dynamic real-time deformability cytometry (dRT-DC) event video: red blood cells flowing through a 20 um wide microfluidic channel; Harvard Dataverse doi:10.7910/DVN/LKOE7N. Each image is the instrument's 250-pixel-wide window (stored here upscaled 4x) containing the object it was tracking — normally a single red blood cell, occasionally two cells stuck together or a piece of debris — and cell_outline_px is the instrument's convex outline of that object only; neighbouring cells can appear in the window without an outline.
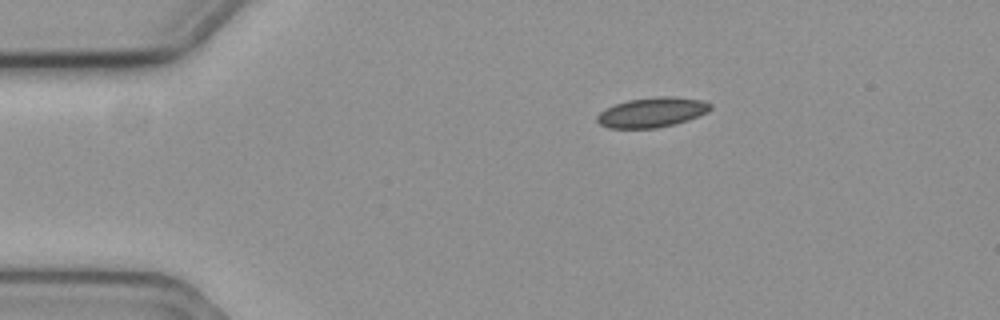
{"species": "common noctule bat (a hibernating species)", "species_latin": "Nyctalus noctula", "temperature_condition": "cold", "stored_images_in_passage": 48, "camera_frame_rate_fps": 3000, "um_per_image_px": 0.085, "animal": {"sex": "female", "body_mass_g": 19.3, "forearm_length_mm": 54.1}, "frame": {"image": 1, "passage_image": 1, "time_ms": 0.0, "image_size_px": [1000, 320], "cell_outline_px": [[712, 108], [708, 112], [688, 120], [676, 124], [656, 128], [608, 128], [600, 124], [596, 120], [596, 116], [600, 112], [616, 104], [628, 100], [656, 96], [676, 96], [704, 100], [712, 104]], "centroid_in_image_um": [55.47, 9.54], "position_along_channel_um": 29.5, "area_um2": 19.88}}
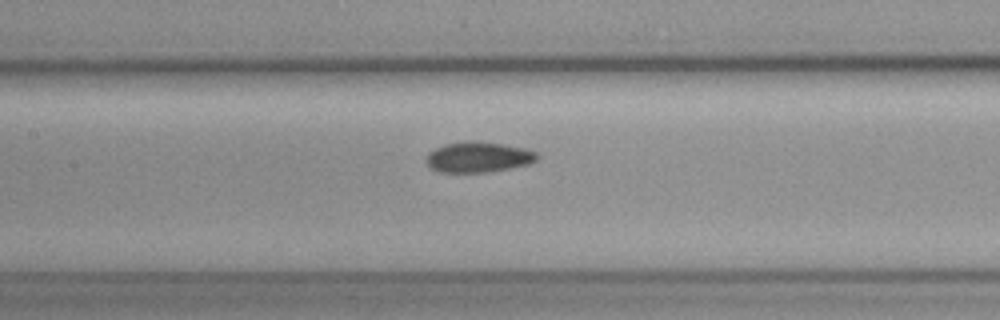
{"frame": {"image": 2, "passage_image": 17, "time_ms": 5.333, "image_size_px": [1000, 320], "cell_outline_px": [[536, 160], [528, 164], [508, 168], [484, 172], [440, 172], [432, 168], [424, 160], [428, 152], [444, 144], [464, 140], [472, 140], [504, 144], [524, 148], [536, 152]], "centroid_in_image_um": [40.6, 13.33], "position_along_channel_um": 166.8, "area_um2": 19.65}}
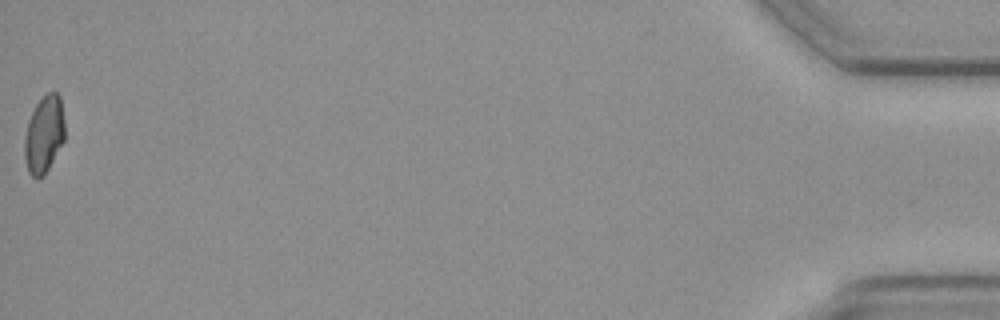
{"frame": {"image": 3, "passage_image": 48, "time_ms": 15.667, "image_size_px": [1000, 320], "cell_outline_px": [[64, 140], [44, 176], [36, 180], [28, 172], [24, 156], [24, 140], [28, 120], [36, 104], [48, 92], [56, 92], [60, 96], [64, 120]], "centroid_in_image_um": [3.73, 11.45], "position_along_channel_um": 431.5, "area_um2": 18.15}, "authors_computed_cell_mechanics": {"area_um2": 19.0451, "velocity_mm_per_s": 3.6003, "shape_relaxation_time_tau1_ms": null, "shape_relaxation_time_tau2_ms": 6.8841, "deformation_change_tau1": null, "deformation_change_tau2": 0.0774}}